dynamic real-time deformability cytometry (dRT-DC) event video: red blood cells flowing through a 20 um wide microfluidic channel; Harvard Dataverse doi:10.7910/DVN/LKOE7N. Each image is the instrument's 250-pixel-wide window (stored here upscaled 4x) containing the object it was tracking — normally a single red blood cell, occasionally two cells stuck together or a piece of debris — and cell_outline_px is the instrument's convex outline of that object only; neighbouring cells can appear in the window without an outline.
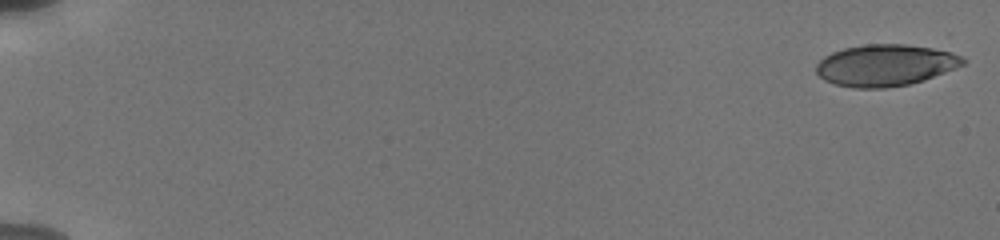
{"species": "human", "species_latin": "Homo sapiens", "temperature_condition": "cold", "stored_images_in_passage": 21, "camera_frame_rate_fps": 3000, "um_per_image_px": 0.085, "donor": {"sex": "male"}, "frame": {"image": 1, "passage_image": 1, "time_ms": 0.0, "image_size_px": [1000, 240], "cell_outline_px": [[968, 60], [964, 64], [924, 80], [908, 84], [888, 88], [852, 88], [836, 84], [824, 80], [816, 72], [816, 64], [824, 56], [832, 52], [844, 48], [864, 44], [904, 44], [932, 48], [952, 52], [964, 56]], "centroid_in_image_um": [75.26, 5.54], "position_along_channel_um": 9.7, "area_um2": 35.66}}
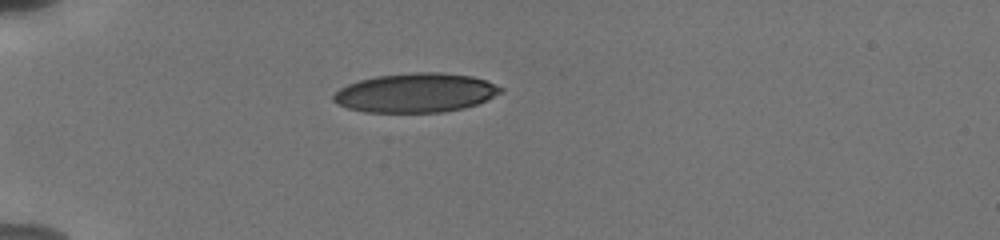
{"frame": {"image": 2, "passage_image": 14, "time_ms": 5.333, "image_size_px": [1000, 240], "cell_outline_px": [[504, 92], [476, 104], [464, 108], [444, 112], [364, 112], [348, 108], [332, 100], [332, 96], [340, 88], [348, 84], [360, 80], [376, 76], [412, 72], [444, 72], [472, 76], [488, 80], [504, 88]], "centroid_in_image_um": [35.38, 7.88], "position_along_channel_um": 49.6, "area_um2": 38.38}}
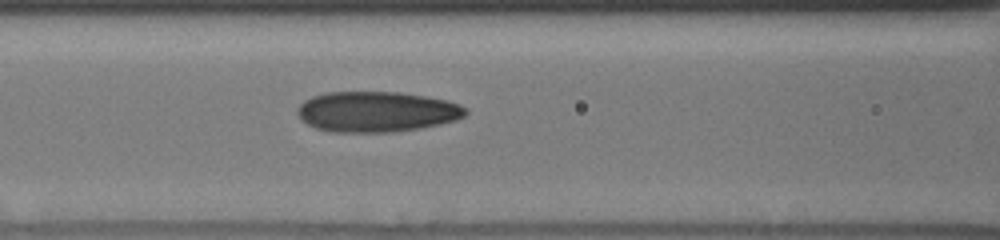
{"frame": {"image": 3, "passage_image": 21, "time_ms": 8.333, "image_size_px": [1000, 240], "cell_outline_px": [[468, 112], [464, 116], [456, 120], [440, 124], [420, 128], [392, 132], [332, 132], [316, 128], [300, 120], [296, 112], [296, 108], [304, 100], [312, 96], [328, 92], [400, 92], [448, 100], [460, 104], [468, 108]], "centroid_in_image_um": [32.01, 9.49], "position_along_channel_um": 134.6, "area_um2": 40.0}}